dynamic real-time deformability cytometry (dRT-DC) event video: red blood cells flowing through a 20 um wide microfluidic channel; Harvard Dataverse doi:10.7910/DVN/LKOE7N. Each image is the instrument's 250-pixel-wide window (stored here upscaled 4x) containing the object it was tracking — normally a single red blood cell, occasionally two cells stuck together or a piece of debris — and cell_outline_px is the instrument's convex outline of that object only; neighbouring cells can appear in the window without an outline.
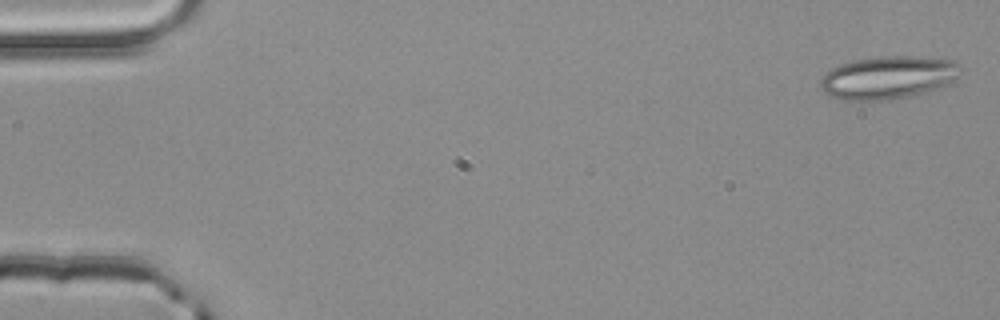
{"species": "common noctule bat (a hibernating species)", "species_latin": "Nyctalus noctula", "temperature_condition": "room temperature", "stored_images_in_passage": 52, "camera_frame_rate_fps": 3000, "um_per_image_px": 0.085, "animal": {"sex": "male", "body_mass_g": 20.4}, "frame": {"image": 1, "passage_image": 2, "time_ms": 0.333, "image_size_px": [1000, 320], "cell_outline_px": [[964, 68], [948, 84], [940, 88], [908, 96], [884, 100], [844, 100], [828, 96], [820, 88], [820, 80], [832, 68], [840, 64], [852, 60], [880, 56], [908, 56], [952, 60], [960, 64]], "centroid_in_image_um": [75.47, 6.58], "position_along_channel_um": 9.5, "area_um2": 34.97}}
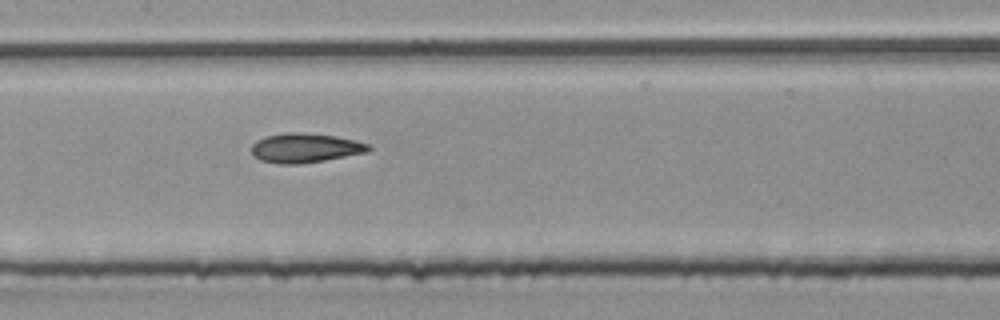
{"frame": {"image": 2, "passage_image": 26, "time_ms": 8.333, "image_size_px": [1000, 320], "cell_outline_px": [[372, 148], [368, 152], [324, 160], [300, 164], [280, 164], [260, 160], [252, 156], [252, 144], [256, 140], [268, 136], [288, 132], [300, 132], [336, 136], [356, 140], [368, 144]], "centroid_in_image_um": [25.94, 12.58], "position_along_channel_um": 181.5, "area_um2": 20.06}}
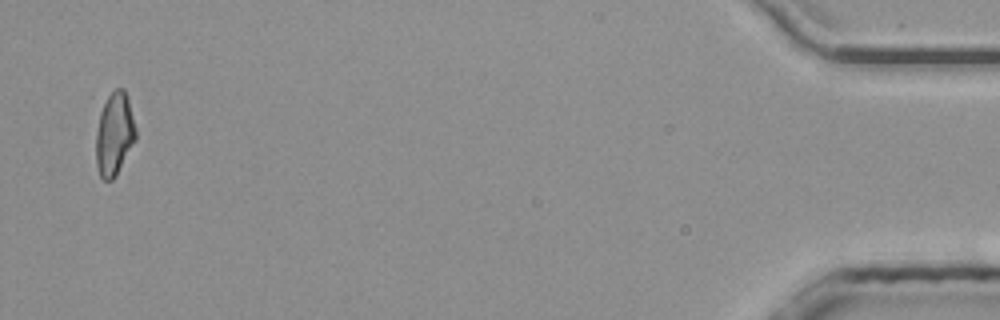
{"frame": {"image": 3, "passage_image": 51, "time_ms": 16.667, "image_size_px": [1000, 320], "cell_outline_px": [[136, 140], [116, 176], [112, 180], [104, 180], [100, 176], [96, 164], [96, 132], [100, 112], [108, 96], [116, 88], [124, 88], [128, 100], [136, 128]], "centroid_in_image_um": [9.73, 11.42], "position_along_channel_um": 425.5, "area_um2": 19.19}}